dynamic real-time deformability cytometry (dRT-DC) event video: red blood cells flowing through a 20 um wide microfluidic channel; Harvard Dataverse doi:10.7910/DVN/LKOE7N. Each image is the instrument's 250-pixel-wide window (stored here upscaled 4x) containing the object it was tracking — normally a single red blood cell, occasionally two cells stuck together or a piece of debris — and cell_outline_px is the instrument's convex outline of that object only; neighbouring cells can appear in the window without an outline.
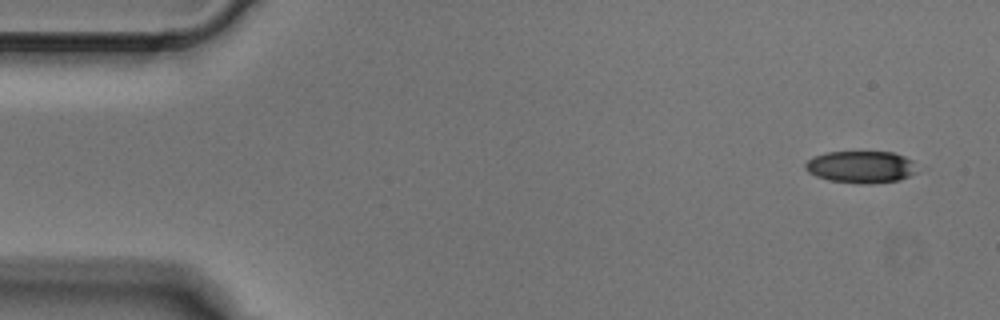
{"species": "Egyptian fruit bat (a non-hibernating species)", "species_latin": "Rousettus aegyptiacus", "temperature_condition": "cold", "stored_images_in_passage": 6, "camera_frame_rate_fps": 3000, "um_per_image_px": 0.085, "animal": {"sex": "male"}, "frame": {"image": 1, "passage_image": 1, "time_ms": 0.0, "image_size_px": [1000, 320], "cell_outline_px": [[916, 172], [900, 180], [872, 184], [860, 184], [828, 180], [816, 176], [808, 172], [804, 168], [804, 164], [808, 160], [816, 156], [828, 152], [892, 152], [904, 156], [912, 160]], "centroid_in_image_um": [73.16, 14.2], "position_along_channel_um": 11.8, "area_um2": 20.87}}
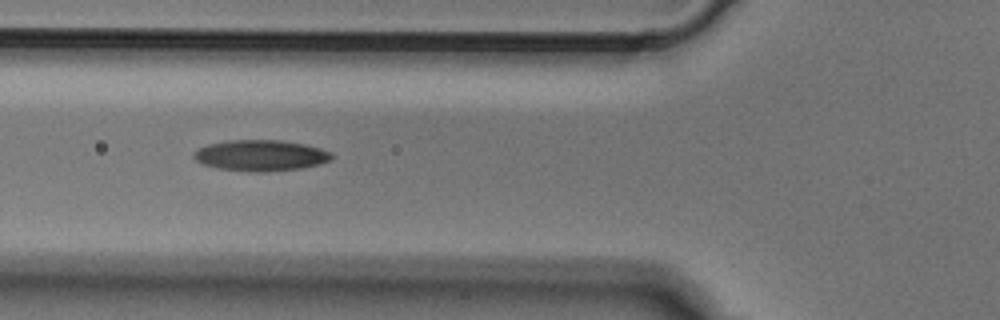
{"frame": {"image": 2, "passage_image": 4, "time_ms": 1.0, "image_size_px": [1000, 320], "cell_outline_px": [[332, 160], [320, 164], [300, 168], [264, 172], [248, 172], [216, 168], [204, 164], [196, 160], [192, 156], [192, 152], [208, 144], [228, 140], [280, 140], [304, 144], [320, 148], [332, 152]], "centroid_in_image_um": [22.15, 13.22], "position_along_channel_um": 103.7, "area_um2": 25.03}}
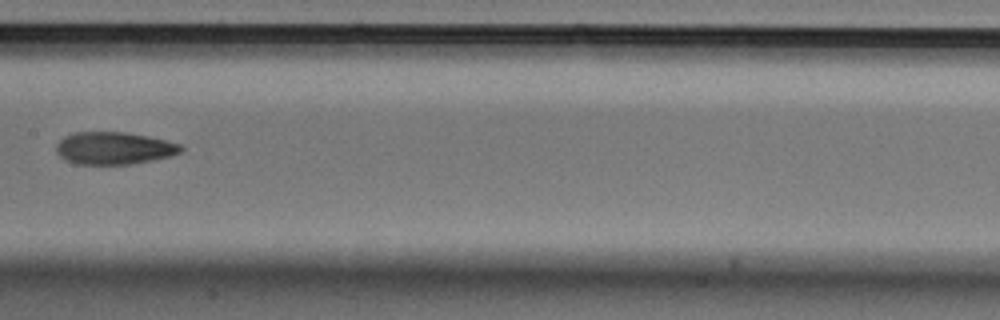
{"frame": {"image": 3, "passage_image": 6, "time_ms": 1.667, "image_size_px": [1000, 320], "cell_outline_px": [[184, 148], [180, 152], [172, 156], [132, 164], [76, 164], [64, 160], [56, 152], [56, 144], [64, 136], [76, 132], [124, 132], [148, 136], [180, 144]], "centroid_in_image_um": [9.67, 12.6], "position_along_channel_um": 197.7, "area_um2": 23.58}}